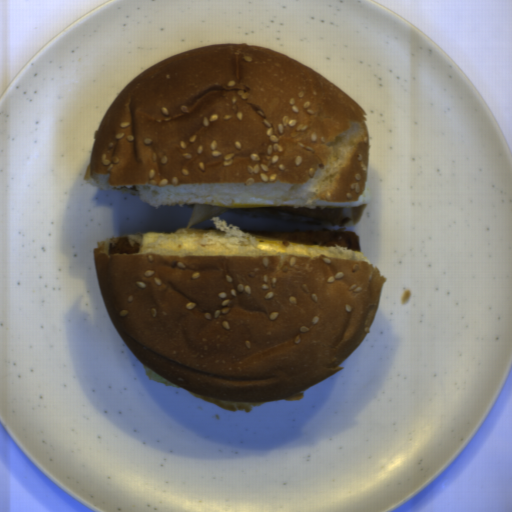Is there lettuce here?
I'll return each mask as SVG.
<instances>
[{"mask_svg": "<svg viewBox=\"0 0 512 512\" xmlns=\"http://www.w3.org/2000/svg\"><path fill=\"white\" fill-rule=\"evenodd\" d=\"M144 369H145V372H146V376L149 380H152V381H155V382H158V383H161V384H164L165 387H181L175 383H172L164 378H162L161 376H159L158 374H156L155 372H153L152 370H150L149 368H147L144 364Z\"/></svg>", "mask_w": 512, "mask_h": 512, "instance_id": "lettuce-1", "label": "lettuce"}]
</instances>
